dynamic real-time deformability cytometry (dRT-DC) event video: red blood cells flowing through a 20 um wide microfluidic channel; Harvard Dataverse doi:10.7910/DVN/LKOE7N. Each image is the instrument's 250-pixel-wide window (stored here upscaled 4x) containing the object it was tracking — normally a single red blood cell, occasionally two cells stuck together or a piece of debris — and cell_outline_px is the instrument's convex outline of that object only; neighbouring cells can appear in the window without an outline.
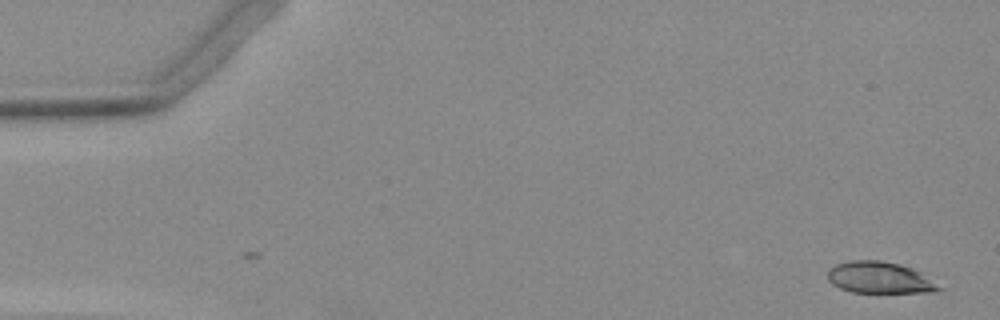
{"species": "Egyptian fruit bat (a non-hibernating species)", "species_latin": "Rousettus aegyptiacus", "temperature_condition": "warm", "stored_images_in_passage": 10, "camera_frame_rate_fps": 3000, "um_per_image_px": 0.085, "animal": {"sex": "female"}, "frame": {"image": 1, "passage_image": 1, "time_ms": 0.0, "image_size_px": [1000, 320], "cell_outline_px": [[944, 288], [932, 292], [852, 292], [840, 288], [832, 284], [828, 280], [828, 268], [836, 264], [848, 260], [880, 260], [900, 264], [912, 268], [920, 272]], "centroid_in_image_um": [74.74, 23.59], "position_along_channel_um": 10.3, "area_um2": 20.46}}